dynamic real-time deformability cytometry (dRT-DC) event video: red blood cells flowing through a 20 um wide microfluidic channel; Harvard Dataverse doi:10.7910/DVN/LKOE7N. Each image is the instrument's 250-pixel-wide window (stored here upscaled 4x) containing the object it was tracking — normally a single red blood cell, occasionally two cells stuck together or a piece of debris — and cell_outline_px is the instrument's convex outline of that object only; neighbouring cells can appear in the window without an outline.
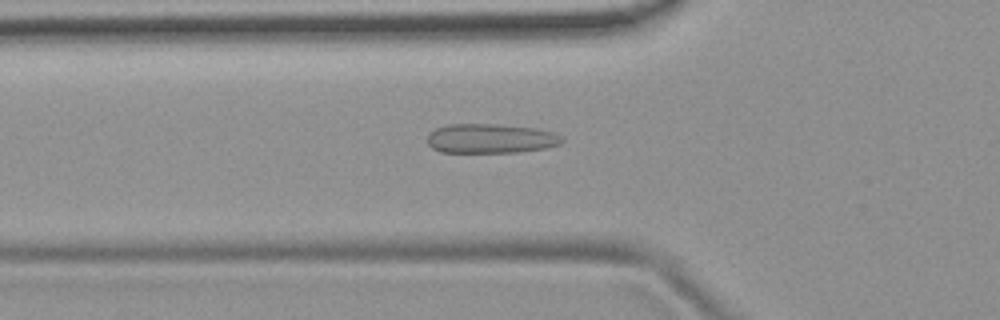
{"species": "common noctule bat (a hibernating species)", "species_latin": "Nyctalus noctula", "temperature_condition": "room temperature", "stored_images_in_passage": 52, "camera_frame_rate_fps": 3000, "um_per_image_px": 0.085, "animal": {"sex": "female", "body_mass_g": 19.9}, "frame": {"image": 1, "passage_image": 18, "time_ms": 5.667, "image_size_px": [1000, 320], "cell_outline_px": [[564, 140], [560, 144], [548, 148], [520, 152], [440, 152], [432, 148], [428, 144], [428, 132], [436, 128], [448, 124], [496, 124], [536, 128], [552, 132], [560, 136]], "centroid_in_image_um": [41.69, 11.77], "position_along_channel_um": 84.1, "area_um2": 23.24}}
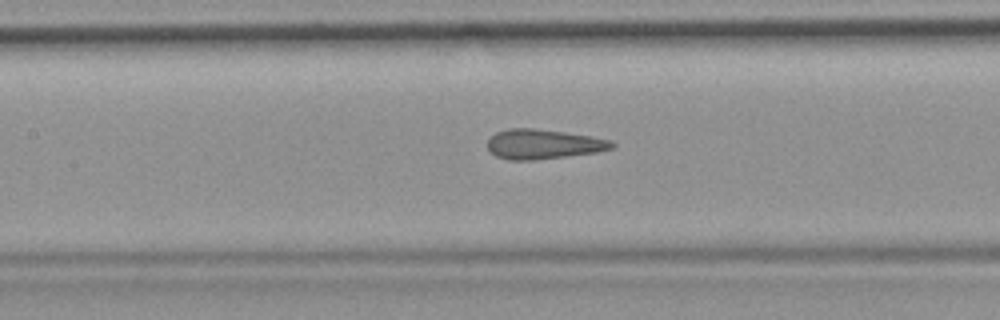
{"frame": {"image": 2, "passage_image": 24, "time_ms": 7.667, "image_size_px": [1000, 320], "cell_outline_px": [[616, 144], [612, 148], [596, 152], [532, 160], [508, 160], [496, 156], [488, 148], [488, 140], [496, 132], [508, 128], [532, 128], [564, 132], [592, 136], [612, 140]], "centroid_in_image_um": [46.18, 12.24], "position_along_channel_um": 161.2, "area_um2": 21.39}}
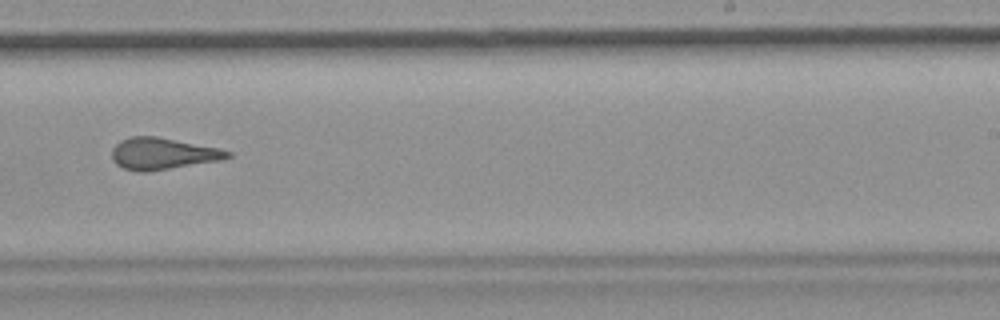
{"frame": {"image": 3, "passage_image": 33, "time_ms": 10.667, "image_size_px": [1000, 320], "cell_outline_px": [[232, 156], [224, 160], [148, 172], [140, 172], [124, 168], [116, 164], [112, 160], [112, 148], [120, 140], [132, 136], [156, 136], [220, 148], [232, 152]], "centroid_in_image_um": [13.86, 13.06], "position_along_channel_um": 275.1, "area_um2": 21.62}, "authors_computed_cell_mechanics": {"area_um2": 21.7039, "velocity_mm_per_s": 3.8275, "shape_relaxation_time_tau1_ms": null, "shape_relaxation_time_tau2_ms": 1.452, "deformation_change_tau1": null, "deformation_change_tau2": 0.0966}}